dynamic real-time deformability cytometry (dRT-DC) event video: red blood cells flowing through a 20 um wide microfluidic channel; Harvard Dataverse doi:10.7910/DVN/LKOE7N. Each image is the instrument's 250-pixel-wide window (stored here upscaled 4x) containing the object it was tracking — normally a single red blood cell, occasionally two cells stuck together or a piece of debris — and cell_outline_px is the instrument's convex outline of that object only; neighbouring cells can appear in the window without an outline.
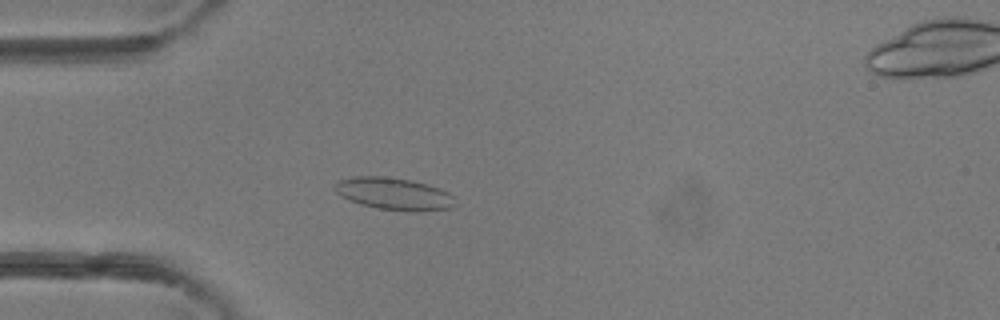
{"species": "common noctule bat (a hibernating species)", "species_latin": "Nyctalus noctula", "temperature_condition": "room temperature", "stored_images_in_passage": 39, "camera_frame_rate_fps": 3000, "um_per_image_px": 0.085, "animal": {"sex": "female"}, "frame": {"image": 1, "passage_image": 14, "time_ms": 4.333, "image_size_px": [1000, 320], "cell_outline_px": [[452, 208], [416, 212], [412, 212], [376, 208], [360, 204], [340, 196], [332, 188], [332, 184], [336, 180], [356, 176], [384, 176], [408, 180], [428, 184], [448, 192], [452, 196]], "centroid_in_image_um": [33.4, 16.47], "position_along_channel_um": 51.6, "area_um2": 22.66}}
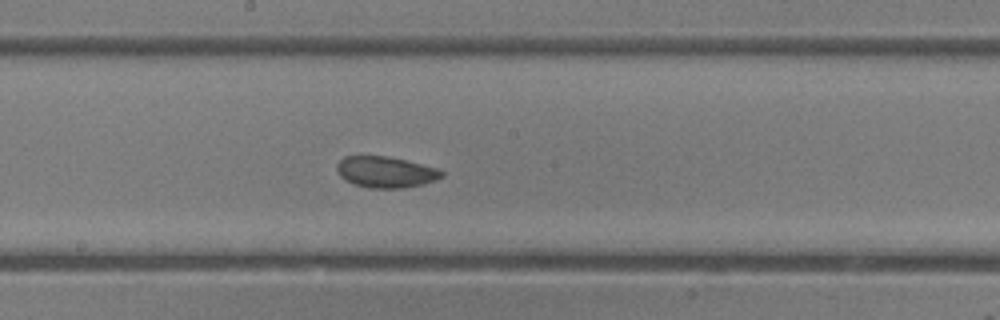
{"frame": {"image": 2, "passage_image": 26, "time_ms": 8.333, "image_size_px": [1000, 320], "cell_outline_px": [[444, 176], [436, 180], [424, 184], [404, 188], [372, 188], [352, 184], [344, 180], [336, 172], [336, 164], [344, 156], [388, 156], [436, 168], [444, 172]], "centroid_in_image_um": [32.75, 14.63], "position_along_channel_um": 215.5, "area_um2": 19.13}}
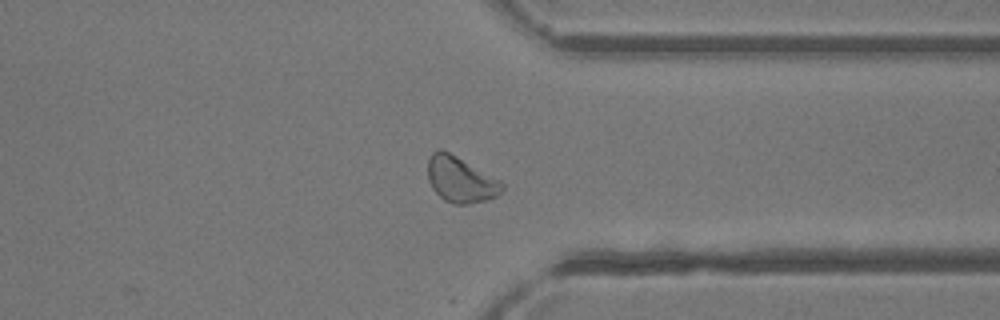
{"frame": {"image": 3, "passage_image": 37, "time_ms": 12.0, "image_size_px": [1000, 320], "cell_outline_px": [[504, 188], [496, 196], [488, 200], [464, 204], [452, 204], [444, 200], [432, 188], [428, 180], [428, 160], [432, 152], [440, 148], [504, 180]], "centroid_in_image_um": [39.18, 15.26], "position_along_channel_um": 372.2, "area_um2": 20.06}, "authors_computed_cell_mechanics": {"area_um2": 20.0566, "velocity_mm_per_s": 4.3384, "shape_relaxation_time_tau1_ms": 3.3907, "shape_relaxation_time_tau2_ms": 1.0683, "deformation_change_tau1": 0.1072, "deformation_change_tau2": 0.0315}}